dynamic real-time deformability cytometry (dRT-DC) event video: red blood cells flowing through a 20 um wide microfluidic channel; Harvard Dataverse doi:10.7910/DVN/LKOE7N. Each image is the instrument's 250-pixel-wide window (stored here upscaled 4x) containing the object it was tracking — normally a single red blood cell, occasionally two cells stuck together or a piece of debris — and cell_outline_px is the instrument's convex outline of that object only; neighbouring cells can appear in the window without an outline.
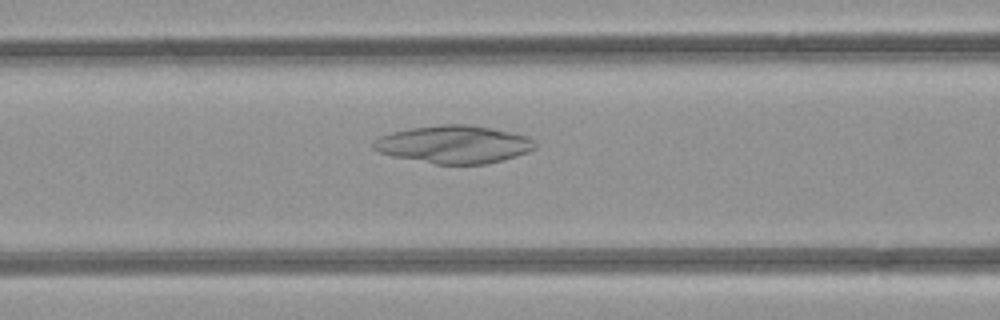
{"species": "common noctule bat (a hibernating species)", "species_latin": "Nyctalus noctula", "temperature_condition": "room temperature", "stored_images_in_passage": 26, "camera_frame_rate_fps": 3000, "um_per_image_px": 0.085, "animal": {"sex": "female", "body_mass_g": 21.9}, "frame": {"image": 1, "passage_image": 7, "time_ms": 2.0, "image_size_px": [1000, 320], "cell_outline_px": [[536, 148], [528, 152], [516, 156], [484, 164], [436, 164], [392, 156], [380, 152], [372, 148], [372, 140], [380, 136], [392, 132], [412, 128], [440, 124], [468, 124], [528, 136], [536, 144]], "centroid_in_image_um": [38.55, 12.27], "position_along_channel_um": 128.1, "area_um2": 35.37}}
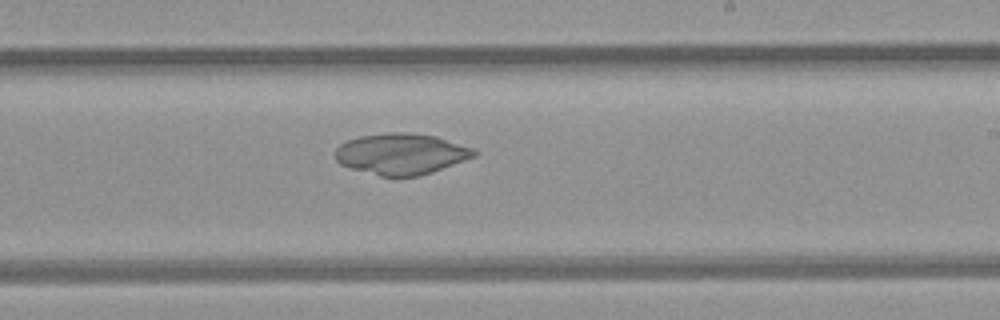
{"frame": {"image": 2, "passage_image": 16, "time_ms": 5.0, "image_size_px": [1000, 320], "cell_outline_px": [[480, 152], [476, 156], [432, 172], [416, 176], [380, 176], [348, 168], [340, 164], [336, 160], [336, 148], [340, 144], [348, 140], [360, 136], [392, 132], [408, 132], [436, 136], [476, 148]], "centroid_in_image_um": [34.13, 13.08], "position_along_channel_um": 254.9, "area_um2": 33.41}}
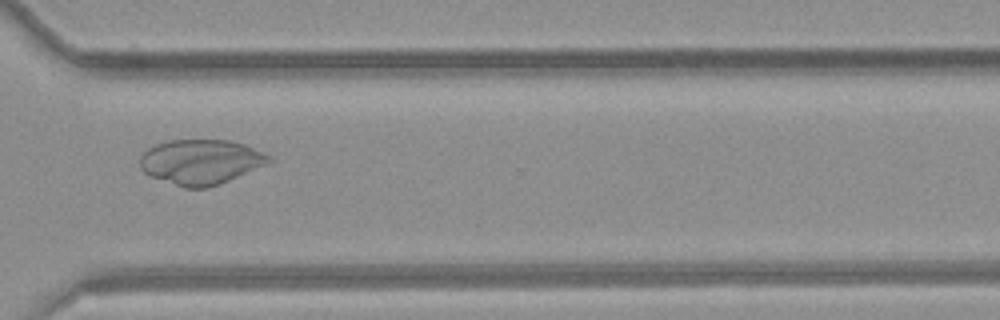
{"frame": {"image": 3, "passage_image": 23, "time_ms": 7.333, "image_size_px": [1000, 320], "cell_outline_px": [[276, 160], [272, 164], [208, 188], [184, 188], [148, 176], [140, 168], [140, 156], [148, 148], [156, 144], [168, 140], [228, 140], [244, 144], [264, 152], [272, 156]], "centroid_in_image_um": [17.13, 13.77], "position_along_channel_um": 353.5, "area_um2": 34.45}}